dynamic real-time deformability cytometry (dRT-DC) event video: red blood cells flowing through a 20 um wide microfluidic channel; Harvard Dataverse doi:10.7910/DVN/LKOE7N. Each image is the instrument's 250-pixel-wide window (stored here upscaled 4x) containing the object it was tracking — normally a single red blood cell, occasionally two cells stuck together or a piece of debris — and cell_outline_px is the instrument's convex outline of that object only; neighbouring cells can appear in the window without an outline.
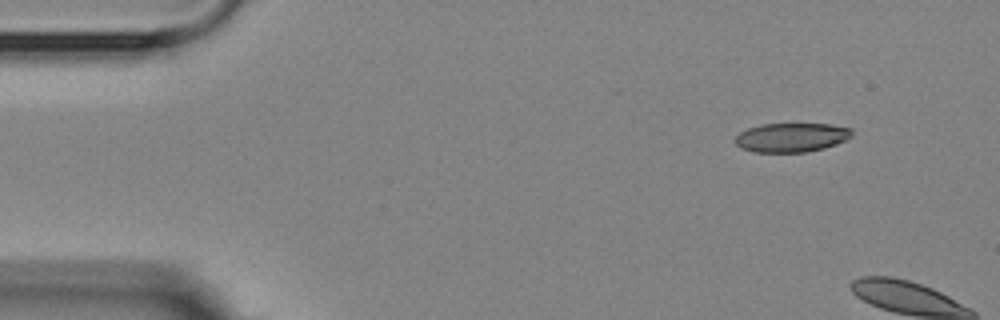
{"species": "Egyptian fruit bat (a non-hibernating species)", "species_latin": "Rousettus aegyptiacus", "temperature_condition": "room temperature", "stored_images_in_passage": 2, "camera_frame_rate_fps": 3000, "um_per_image_px": 0.085, "animal": {"sex": "female"}, "frame": {"image": 1, "passage_image": 1, "time_ms": 0.0, "image_size_px": [1000, 320], "cell_outline_px": [[852, 136], [836, 144], [824, 148], [808, 152], [752, 152], [740, 148], [732, 140], [740, 132], [748, 128], [760, 124], [832, 124], [852, 128]], "centroid_in_image_um": [67.24, 11.68], "position_along_channel_um": 17.8, "area_um2": 20.0}}